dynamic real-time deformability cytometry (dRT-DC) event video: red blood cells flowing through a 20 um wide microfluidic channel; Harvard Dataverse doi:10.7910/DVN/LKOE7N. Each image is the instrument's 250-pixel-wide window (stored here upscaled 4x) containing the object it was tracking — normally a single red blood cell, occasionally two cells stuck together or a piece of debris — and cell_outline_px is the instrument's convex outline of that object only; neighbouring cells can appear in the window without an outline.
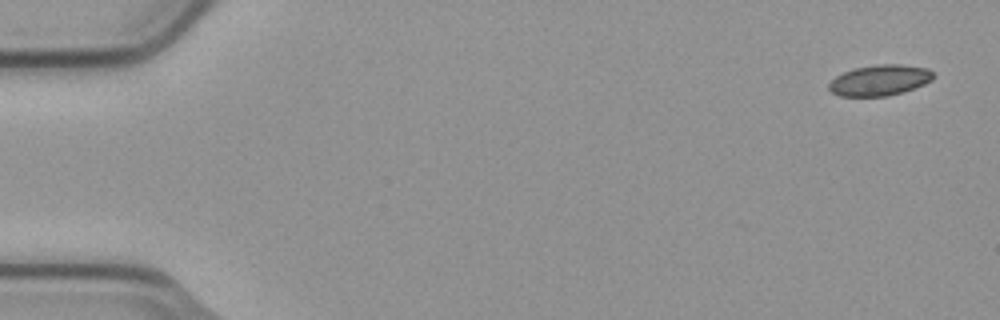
{"species": "common noctule bat (a hibernating species)", "species_latin": "Nyctalus noctula", "temperature_condition": "cold", "stored_images_in_passage": 4, "camera_frame_rate_fps": 3000, "um_per_image_px": 0.085, "animal": {"sex": "male", "body_mass_g": 23.1, "forearm_length_mm": 52.7}, "frame": {"image": 1, "passage_image": 1, "time_ms": 0.0, "image_size_px": [1000, 320], "cell_outline_px": [[932, 80], [924, 84], [888, 96], [840, 96], [832, 92], [828, 88], [828, 84], [836, 76], [844, 72], [856, 68], [880, 64], [900, 64], [928, 68], [932, 72]], "centroid_in_image_um": [74.75, 6.82], "position_along_channel_um": 10.2, "area_um2": 18.44}}